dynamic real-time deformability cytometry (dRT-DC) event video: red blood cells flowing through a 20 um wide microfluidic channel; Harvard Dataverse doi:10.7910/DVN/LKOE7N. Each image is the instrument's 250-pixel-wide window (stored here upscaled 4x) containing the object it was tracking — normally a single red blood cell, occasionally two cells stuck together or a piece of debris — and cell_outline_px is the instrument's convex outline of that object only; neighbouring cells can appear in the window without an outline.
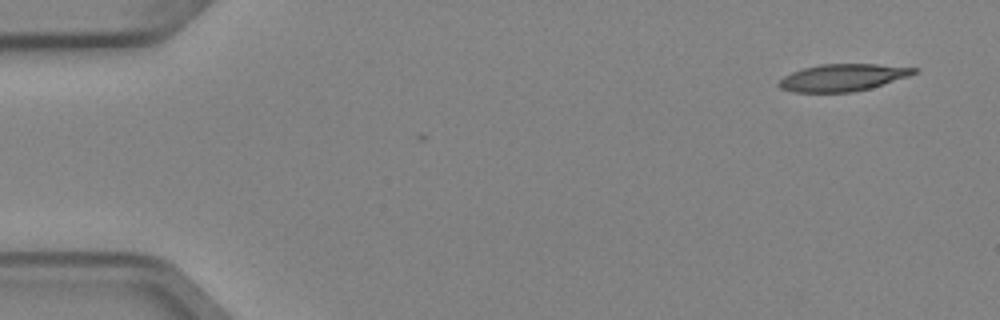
{"species": "Egyptian fruit bat (a non-hibernating species)", "species_latin": "Rousettus aegyptiacus", "temperature_condition": "cold", "stored_images_in_passage": 2, "camera_frame_rate_fps": 3000, "um_per_image_px": 0.085, "animal": {"sex": "female"}, "frame": {"image": 1, "passage_image": 2, "time_ms": 0.333, "image_size_px": [1000, 320], "cell_outline_px": [[920, 68], [916, 72], [908, 76], [868, 88], [852, 92], [792, 92], [780, 88], [776, 84], [784, 76], [792, 72], [804, 68], [820, 64], [876, 64]], "centroid_in_image_um": [71.59, 6.59], "position_along_channel_um": 13.4, "area_um2": 21.1}}